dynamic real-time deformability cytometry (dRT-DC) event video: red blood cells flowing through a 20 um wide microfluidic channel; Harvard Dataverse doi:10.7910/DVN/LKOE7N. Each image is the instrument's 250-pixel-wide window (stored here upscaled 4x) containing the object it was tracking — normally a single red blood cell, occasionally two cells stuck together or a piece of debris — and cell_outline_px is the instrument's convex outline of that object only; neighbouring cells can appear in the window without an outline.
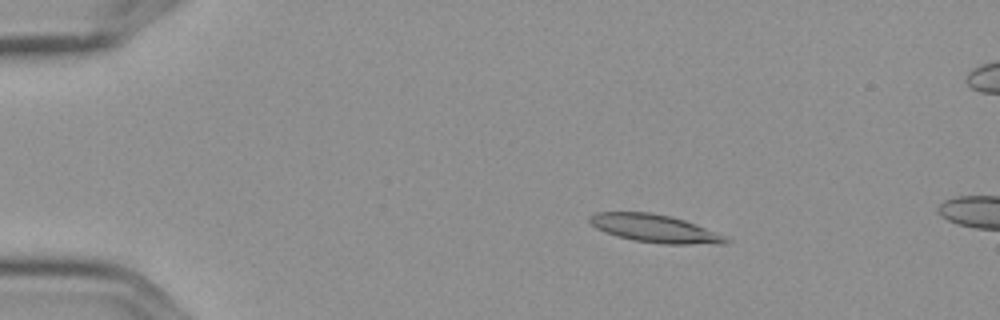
{"species": "Egyptian fruit bat (a non-hibernating species)", "species_latin": "Rousettus aegyptiacus", "temperature_condition": "cold", "stored_images_in_passage": 6, "segment_of_instrument_passage": [1, 2], "camera_frame_rate_fps": 3000, "um_per_image_px": 0.085, "frame": {"image": 1, "passage_image": 4, "time_ms": 1.0, "image_size_px": [1000, 320], "cell_outline_px": [[732, 240], [724, 244], [664, 244], [632, 240], [616, 236], [604, 232], [596, 228], [588, 220], [588, 216], [596, 212], [648, 212], [672, 216], [684, 220], [728, 236]], "centroid_in_image_um": [55.68, 19.43], "position_along_channel_um": 29.3, "area_um2": 22.37}}